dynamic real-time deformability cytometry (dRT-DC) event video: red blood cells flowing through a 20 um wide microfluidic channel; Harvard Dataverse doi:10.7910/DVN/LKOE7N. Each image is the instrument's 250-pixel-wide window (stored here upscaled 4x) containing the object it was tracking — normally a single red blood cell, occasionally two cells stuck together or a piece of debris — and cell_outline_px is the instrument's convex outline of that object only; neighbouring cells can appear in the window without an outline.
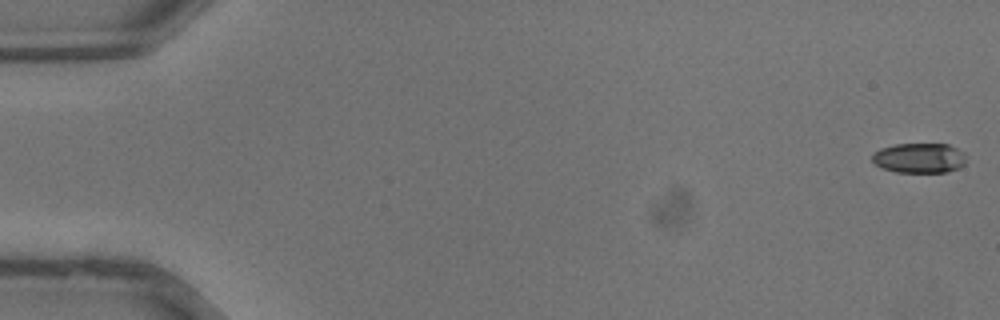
{"species": "common noctule bat (a hibernating species)", "species_latin": "Nyctalus noctula", "temperature_condition": "warm", "stored_images_in_passage": 9, "camera_frame_rate_fps": 3000, "um_per_image_px": 0.085, "animal": {"sex": "male", "body_mass_g": 13.3}, "frame": {"image": 1, "passage_image": 1, "time_ms": 0.0, "image_size_px": [1000, 320], "cell_outline_px": [[964, 164], [948, 172], [896, 172], [884, 168], [876, 164], [872, 160], [872, 152], [880, 148], [896, 144], [948, 144], [964, 152]], "centroid_in_image_um": [78.11, 13.42], "position_along_channel_um": 6.9, "area_um2": 16.3}}